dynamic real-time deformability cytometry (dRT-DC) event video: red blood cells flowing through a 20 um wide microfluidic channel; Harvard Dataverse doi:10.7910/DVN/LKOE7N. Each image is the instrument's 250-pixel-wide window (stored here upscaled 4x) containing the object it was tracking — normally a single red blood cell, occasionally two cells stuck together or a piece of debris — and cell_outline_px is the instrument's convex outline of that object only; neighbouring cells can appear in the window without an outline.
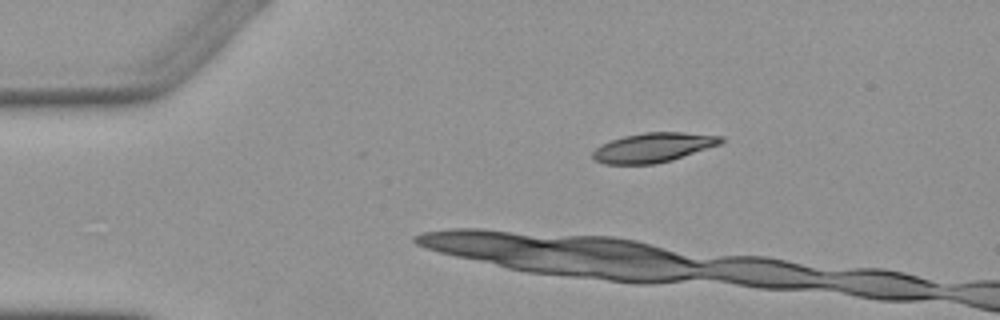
{"species": "Egyptian fruit bat (a non-hibernating species)", "species_latin": "Rousettus aegyptiacus", "temperature_condition": "warm", "stored_images_in_passage": 4, "camera_frame_rate_fps": 3000, "um_per_image_px": 0.085, "animal": {"sex": "female"}, "frame": {"image": 1, "passage_image": 4, "time_ms": 3.667, "image_size_px": [1000, 320], "cell_outline_px": [[724, 140], [720, 144], [672, 160], [656, 164], [604, 164], [596, 160], [592, 156], [592, 152], [600, 144], [624, 136], [644, 132], [684, 132], [724, 136]], "centroid_in_image_um": [55.53, 12.53], "position_along_channel_um": 29.5, "area_um2": 22.02}}